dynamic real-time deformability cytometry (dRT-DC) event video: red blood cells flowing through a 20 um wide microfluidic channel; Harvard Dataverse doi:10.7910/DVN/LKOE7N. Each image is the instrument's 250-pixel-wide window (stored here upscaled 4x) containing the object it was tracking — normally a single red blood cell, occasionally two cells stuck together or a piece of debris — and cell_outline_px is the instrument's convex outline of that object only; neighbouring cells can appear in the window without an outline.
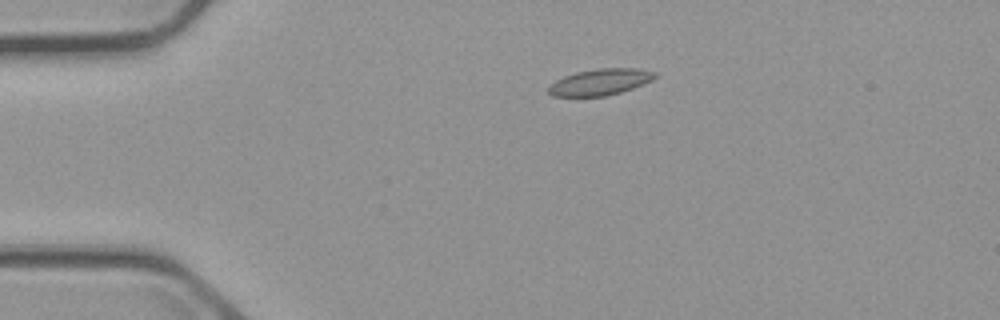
{"species": "common noctule bat (a hibernating species)", "species_latin": "Nyctalus noctula", "temperature_condition": "cold", "stored_images_in_passage": 3, "camera_frame_rate_fps": 3000, "um_per_image_px": 0.085, "animal": {"sex": "male", "body_mass_g": 23.1, "forearm_length_mm": 52.7}, "frame": {"image": 1, "passage_image": 1, "time_ms": 0.0, "image_size_px": [1000, 320], "cell_outline_px": [[656, 76], [652, 80], [644, 84], [620, 92], [604, 96], [552, 96], [548, 92], [548, 84], [564, 76], [576, 72], [596, 68], [640, 68], [656, 72]], "centroid_in_image_um": [51.0, 6.96], "position_along_channel_um": 34.0, "area_um2": 16.42}}
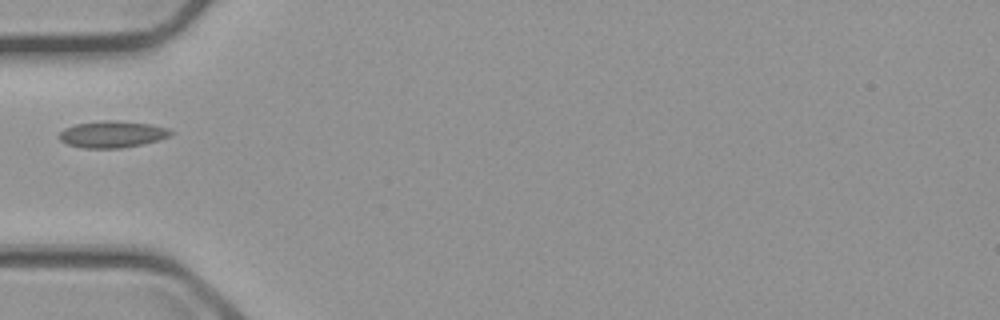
{"frame": {"image": 2, "passage_image": 3, "time_ms": 2.333, "image_size_px": [1000, 320], "cell_outline_px": [[172, 132], [168, 136], [160, 140], [120, 148], [84, 148], [68, 144], [60, 140], [56, 136], [64, 128], [76, 124], [104, 120], [116, 120], [152, 124], [168, 128]], "centroid_in_image_um": [9.51, 11.4], "position_along_channel_um": 75.5, "area_um2": 17.34}}